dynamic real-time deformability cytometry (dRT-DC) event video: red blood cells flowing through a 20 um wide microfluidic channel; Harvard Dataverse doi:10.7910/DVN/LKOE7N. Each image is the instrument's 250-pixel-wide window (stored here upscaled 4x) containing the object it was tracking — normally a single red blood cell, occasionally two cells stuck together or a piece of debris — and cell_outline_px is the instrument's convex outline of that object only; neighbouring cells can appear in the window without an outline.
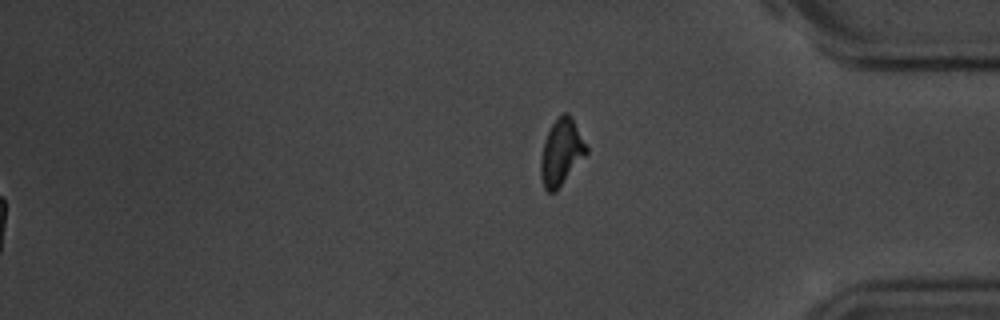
{"species": "common noctule bat (a hibernating species)", "species_latin": "Nyctalus noctula", "temperature_condition": "room temperature", "stored_images_in_passage": 44, "segment_of_instrument_passage": [2, 2], "camera_frame_rate_fps": 3000, "um_per_image_px": 0.085, "animal": {"sex": "male", "body_mass_g": 20.1, "forearm_length_mm": 53.5}, "frame": {"image": 1, "passage_image": 44, "time_ms": 14.333, "image_size_px": [1000, 320], "cell_outline_px": [[588, 152], [556, 192], [548, 192], [544, 188], [540, 176], [540, 160], [544, 140], [552, 124], [564, 112], [568, 112], [572, 116], [588, 148]], "centroid_in_image_um": [47.7, 12.95], "position_along_channel_um": 387.5, "area_um2": 17.63}}